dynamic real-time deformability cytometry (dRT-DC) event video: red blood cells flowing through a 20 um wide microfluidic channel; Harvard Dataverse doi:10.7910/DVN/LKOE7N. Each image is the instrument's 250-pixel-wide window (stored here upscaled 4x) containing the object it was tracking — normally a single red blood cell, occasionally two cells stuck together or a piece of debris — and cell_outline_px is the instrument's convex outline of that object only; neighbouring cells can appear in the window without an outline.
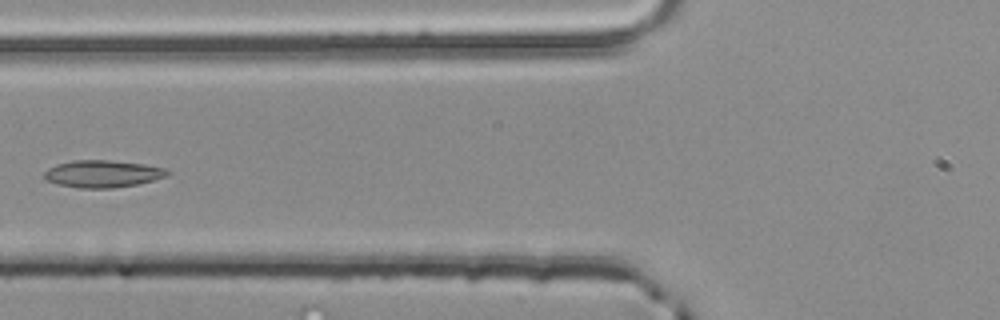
{"species": "common noctule bat (a hibernating species)", "species_latin": "Nyctalus noctula", "temperature_condition": "room temperature", "stored_images_in_passage": 4, "camera_frame_rate_fps": 3000, "um_per_image_px": 0.085, "animal": {"sex": "male", "body_mass_g": 20.4}, "frame": {"image": 1, "passage_image": 4, "time_ms": 1.0, "image_size_px": [1000, 320], "cell_outline_px": [[172, 172], [168, 176], [136, 184], [112, 188], [80, 188], [56, 184], [48, 180], [44, 176], [44, 172], [48, 168], [56, 164], [72, 160], [108, 160], [144, 164], [164, 168]], "centroid_in_image_um": [8.72, 14.77], "position_along_channel_um": 117.1, "area_um2": 19.48}}